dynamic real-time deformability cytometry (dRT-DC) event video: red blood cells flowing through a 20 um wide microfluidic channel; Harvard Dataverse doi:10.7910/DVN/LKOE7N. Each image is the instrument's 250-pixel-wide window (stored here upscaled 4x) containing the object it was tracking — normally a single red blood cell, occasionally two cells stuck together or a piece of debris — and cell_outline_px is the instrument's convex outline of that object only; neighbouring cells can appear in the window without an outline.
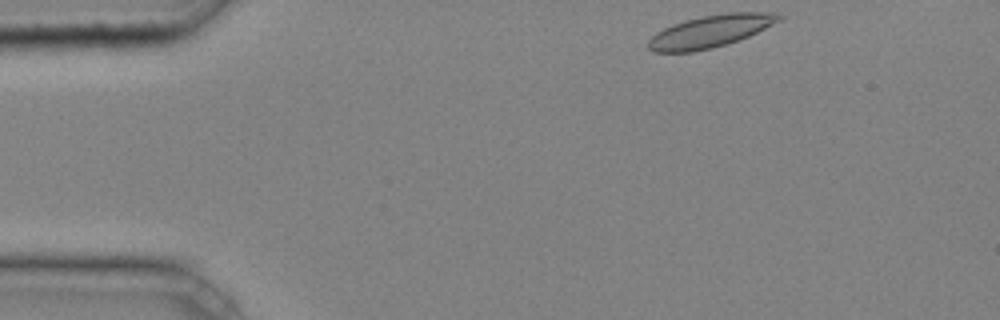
{"species": "common noctule bat (a hibernating species)", "species_latin": "Nyctalus noctula", "temperature_condition": "cold", "stored_images_in_passage": 34, "camera_frame_rate_fps": 3000, "um_per_image_px": 0.085, "animal": {"sex": "male", "body_mass_g": 20.4}, "frame": {"image": 1, "passage_image": 1, "time_ms": 0.0, "image_size_px": [1000, 320], "cell_outline_px": [[784, 16], [780, 20], [748, 36], [712, 48], [692, 52], [652, 52], [648, 48], [648, 40], [656, 32], [672, 24], [684, 20], [700, 16], [728, 12], [776, 12]], "centroid_in_image_um": [60.35, 2.65], "position_along_channel_um": 24.7, "area_um2": 24.51}}
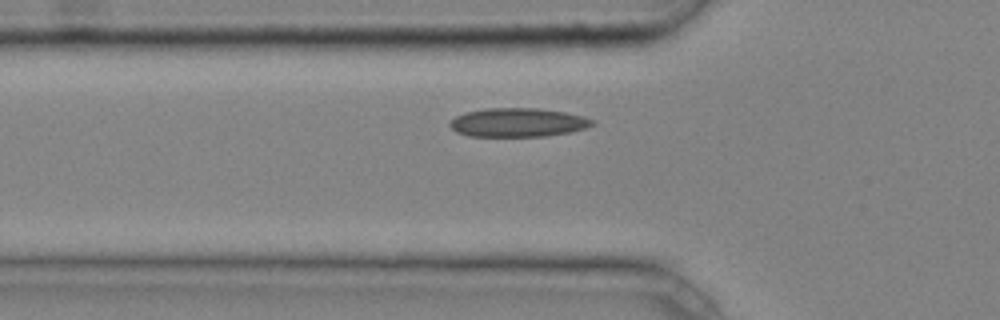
{"frame": {"image": 2, "passage_image": 10, "time_ms": 3.0, "image_size_px": [1000, 320], "cell_outline_px": [[596, 124], [572, 132], [544, 136], [468, 136], [456, 132], [448, 124], [456, 116], [464, 112], [484, 108], [540, 108], [564, 112], [584, 116], [596, 120]], "centroid_in_image_um": [44.04, 10.4], "position_along_channel_um": 81.8, "area_um2": 24.1}}
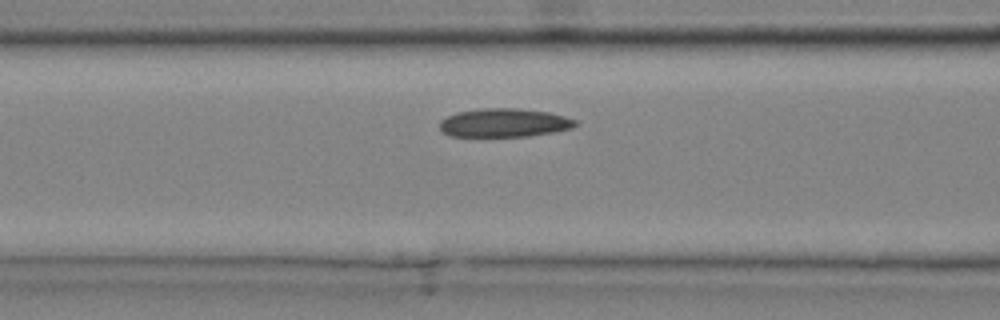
{"frame": {"image": 3, "passage_image": 13, "time_ms": 4.0, "image_size_px": [1000, 320], "cell_outline_px": [[576, 124], [572, 128], [552, 132], [528, 136], [452, 136], [444, 132], [440, 128], [440, 120], [456, 112], [480, 108], [516, 108], [548, 112], [564, 116], [576, 120]], "centroid_in_image_um": [42.84, 10.43], "position_along_channel_um": 123.8, "area_um2": 22.43}, "authors_computed_cell_mechanics": {"area_um2": 22.6287, "velocity_mm_per_s": 4.1906, "shape_relaxation_time_tau1_ms": 5.0729, "shape_relaxation_time_tau2_ms": null, "deformation_change_tau1": 0.0918, "deformation_change_tau2": null}}